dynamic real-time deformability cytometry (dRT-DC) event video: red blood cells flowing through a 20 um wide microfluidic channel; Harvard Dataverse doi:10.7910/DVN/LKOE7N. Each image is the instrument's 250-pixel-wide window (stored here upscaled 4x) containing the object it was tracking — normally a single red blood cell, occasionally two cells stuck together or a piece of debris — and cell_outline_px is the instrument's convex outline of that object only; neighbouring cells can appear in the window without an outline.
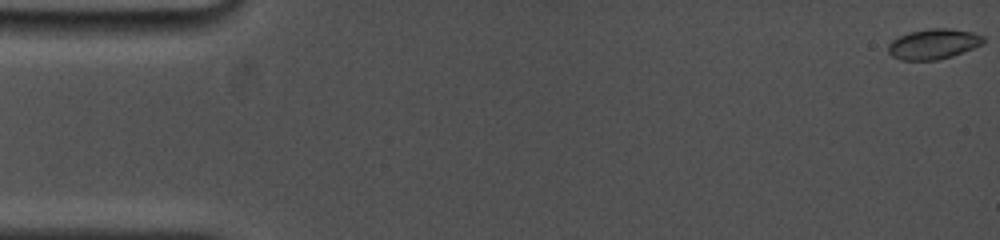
{"species": "common noctule bat (a hibernating species)", "species_latin": "Nyctalus noctula", "temperature_condition": "cold", "stored_images_in_passage": 53, "camera_frame_rate_fps": 5000, "um_per_image_px": 0.085, "animal": {"sex": "female", "body_mass_g": 19.0, "forearm_length_mm": 53.3}, "frame": {"image": 1, "passage_image": 1, "time_ms": 0.0, "image_size_px": [1000, 240], "cell_outline_px": [[984, 44], [952, 56], [936, 60], [900, 60], [892, 56], [888, 52], [888, 44], [892, 40], [908, 32], [928, 28], [948, 28], [972, 32], [984, 36]], "centroid_in_image_um": [79.34, 3.74], "position_along_channel_um": 5.7, "area_um2": 16.88}}
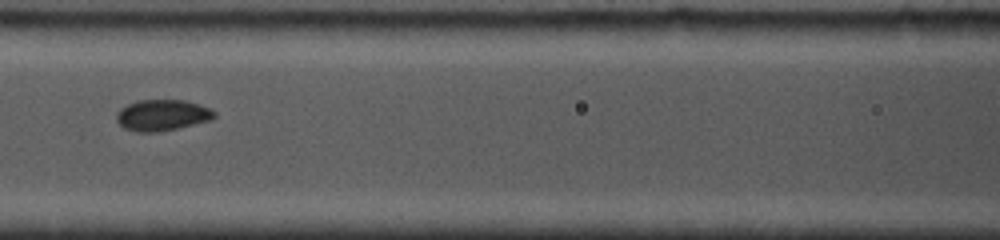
{"frame": {"image": 2, "passage_image": 31, "time_ms": 7.6, "image_size_px": [1000, 240], "cell_outline_px": [[216, 116], [212, 120], [176, 128], [156, 132], [136, 132], [124, 128], [116, 120], [116, 112], [120, 108], [136, 100], [184, 100], [208, 108], [216, 112]], "centroid_in_image_um": [13.75, 9.79], "position_along_channel_um": 152.8, "area_um2": 17.69}}
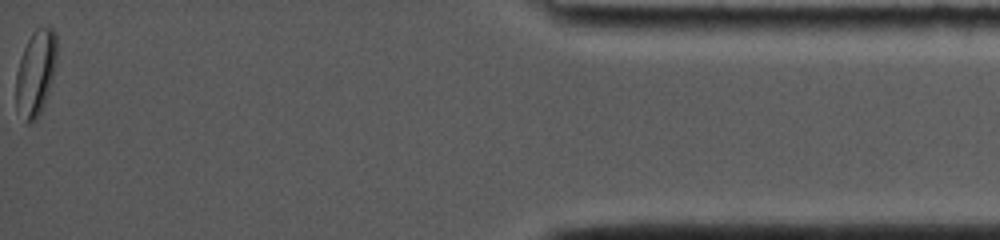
{"frame": {"image": 3, "passage_image": 53, "time_ms": 16.8, "image_size_px": [1000, 240], "cell_outline_px": [[56, 64], [52, 80], [44, 104], [36, 120], [28, 124], [16, 108], [16, 72], [20, 56], [32, 32], [36, 28], [52, 28], [56, 32]], "centroid_in_image_um": [3.02, 6.19], "position_along_channel_um": 432.2, "area_um2": 20.35}, "authors_computed_cell_mechanics": {"area_um2": 17.1666, "velocity_mm_per_s": 3.7808, "shape_relaxation_time_tau1_ms": 3.4428, "shape_relaxation_time_tau2_ms": null, "deformation_change_tau1": 0.0989, "deformation_change_tau2": null}}